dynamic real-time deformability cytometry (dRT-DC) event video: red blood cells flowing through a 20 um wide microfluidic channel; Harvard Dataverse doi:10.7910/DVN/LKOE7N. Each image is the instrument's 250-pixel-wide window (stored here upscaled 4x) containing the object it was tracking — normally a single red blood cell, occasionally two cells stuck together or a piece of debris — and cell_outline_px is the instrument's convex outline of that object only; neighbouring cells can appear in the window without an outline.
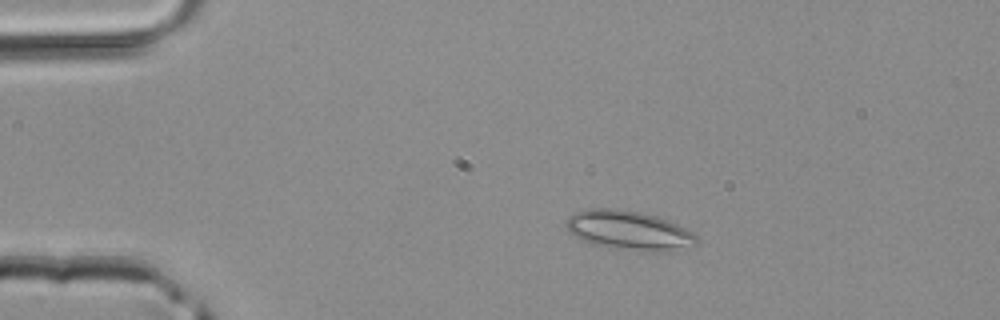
{"species": "common noctule bat (a hibernating species)", "species_latin": "Nyctalus noctula", "temperature_condition": "room temperature", "stored_images_in_passage": 4, "camera_frame_rate_fps": 3000, "um_per_image_px": 0.085, "animal": {"sex": "male", "body_mass_g": 20.4}, "frame": {"image": 1, "passage_image": 3, "time_ms": 0.667, "image_size_px": [1000, 320], "cell_outline_px": [[696, 244], [668, 248], [636, 248], [596, 244], [584, 240], [576, 236], [568, 228], [568, 216], [572, 212], [584, 208], [616, 208], [640, 212], [656, 216], [668, 220], [692, 232], [696, 236]], "centroid_in_image_um": [53.36, 19.47], "position_along_channel_um": 31.6, "area_um2": 27.86}}